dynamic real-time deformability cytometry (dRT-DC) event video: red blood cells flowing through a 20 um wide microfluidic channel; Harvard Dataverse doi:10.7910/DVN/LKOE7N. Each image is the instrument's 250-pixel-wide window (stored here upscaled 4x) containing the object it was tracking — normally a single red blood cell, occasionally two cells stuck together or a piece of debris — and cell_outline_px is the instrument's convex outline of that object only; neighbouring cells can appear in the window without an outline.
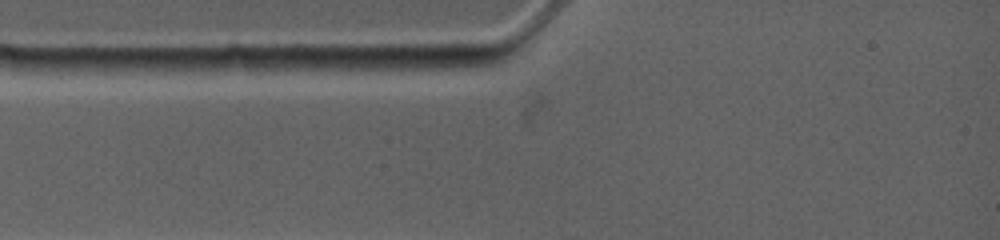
{"species": "common noctule bat (a hibernating species)", "species_latin": "Nyctalus noctula", "temperature_condition": "warm", "stored_images_in_passage": 1, "camera_frame_rate_fps": 4500, "um_per_image_px": 0.085, "animal": {"sex": "female", "body_mass_g": 19.0, "forearm_length_mm": 53.3}, "frame": {"image": 1, "passage_image": 1, "time_ms": 0.0, "image_size_px": [1000, 240], "cell_outline_px": [[256, 68], [232, 72], [168, 72], [132, 68], [132, 60], [228, 56], [244, 56]], "centroid_in_image_um": [16.63, 5.48], "position_along_channel_um": 68.4, "area_um2": 11.56}}